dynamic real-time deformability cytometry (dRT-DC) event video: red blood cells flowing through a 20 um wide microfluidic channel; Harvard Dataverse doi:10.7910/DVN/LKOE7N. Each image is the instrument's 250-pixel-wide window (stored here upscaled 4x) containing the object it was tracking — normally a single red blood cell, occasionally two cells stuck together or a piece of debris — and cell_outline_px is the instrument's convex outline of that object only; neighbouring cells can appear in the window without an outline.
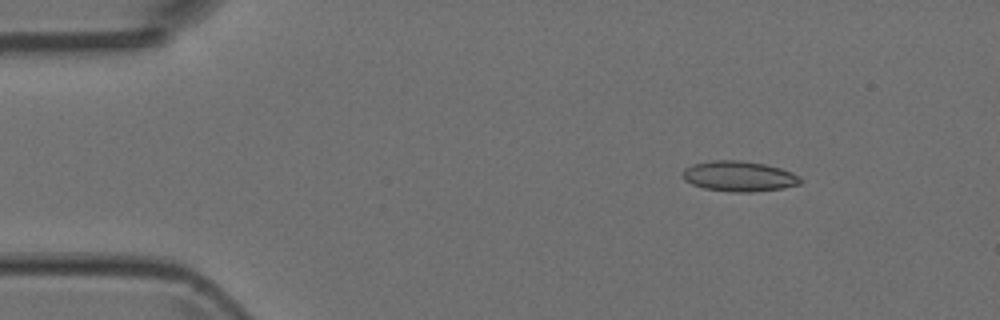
{"species": "Egyptian fruit bat (a non-hibernating species)", "species_latin": "Rousettus aegyptiacus", "temperature_condition": "room temperature", "stored_images_in_passage": 6, "camera_frame_rate_fps": 3000, "um_per_image_px": 0.085, "animal": {"sex": "female"}, "frame": {"image": 1, "passage_image": 1, "time_ms": 0.0, "image_size_px": [1000, 320], "cell_outline_px": [[804, 180], [800, 184], [784, 188], [752, 192], [732, 192], [704, 188], [692, 184], [684, 180], [684, 168], [692, 164], [712, 160], [740, 160], [764, 164], [780, 168], [792, 172], [800, 176]], "centroid_in_image_um": [62.85, 14.98], "position_along_channel_um": 22.1, "area_um2": 20.92}}
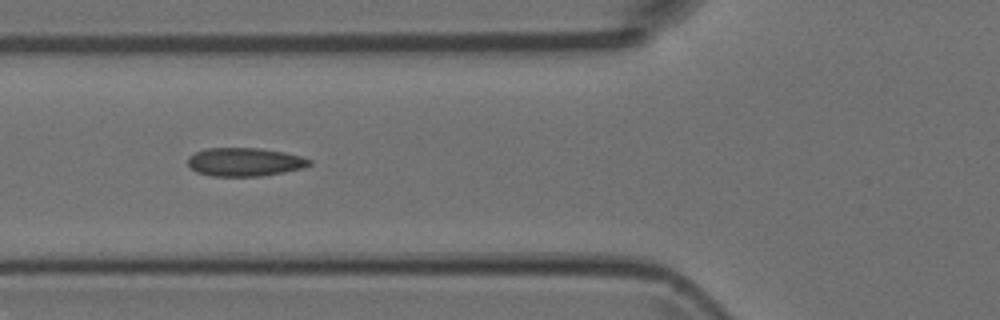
{"frame": {"image": 2, "passage_image": 4, "time_ms": 1.0, "image_size_px": [1000, 320], "cell_outline_px": [[312, 164], [304, 168], [284, 172], [260, 176], [212, 176], [196, 172], [188, 164], [188, 156], [196, 152], [208, 148], [260, 148], [284, 152], [300, 156], [312, 160]], "centroid_in_image_um": [20.82, 13.77], "position_along_channel_um": 105.0, "area_um2": 20.17}}
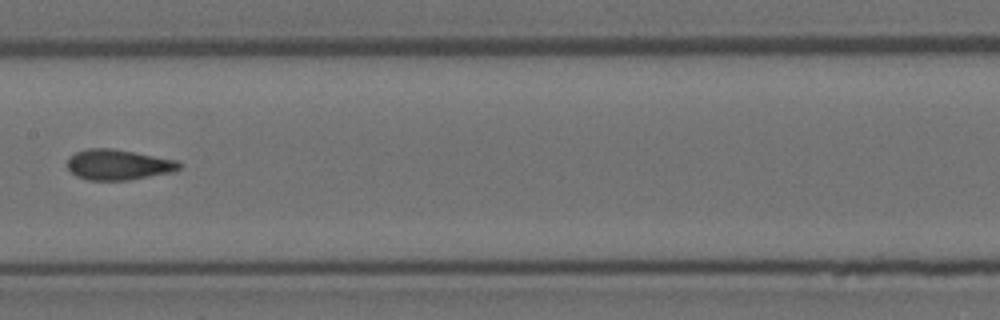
{"frame": {"image": 3, "passage_image": 6, "time_ms": 1.667, "image_size_px": [1000, 320], "cell_outline_px": [[180, 168], [172, 172], [128, 180], [88, 180], [76, 176], [68, 168], [68, 156], [76, 152], [88, 148], [112, 148], [176, 160], [180, 164]], "centroid_in_image_um": [10.01, 13.99], "position_along_channel_um": 197.4, "area_um2": 19.71}}